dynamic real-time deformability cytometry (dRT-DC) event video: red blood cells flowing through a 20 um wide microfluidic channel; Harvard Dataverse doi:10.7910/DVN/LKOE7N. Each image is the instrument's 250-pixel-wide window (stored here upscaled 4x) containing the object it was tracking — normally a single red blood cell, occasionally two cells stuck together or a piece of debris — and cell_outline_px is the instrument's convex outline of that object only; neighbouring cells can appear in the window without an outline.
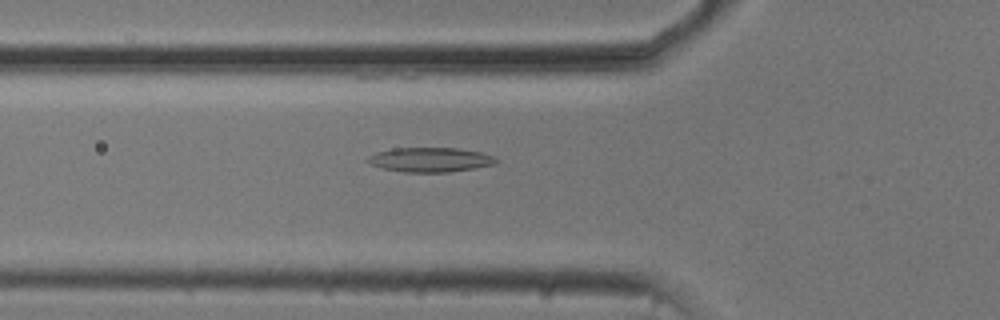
{"species": "common noctule bat (a hibernating species)", "species_latin": "Nyctalus noctula", "temperature_condition": "cold", "stored_images_in_passage": 20, "camera_frame_rate_fps": 3000, "um_per_image_px": 0.085, "animal": {"sex": "male", "body_mass_g": 20.5, "forearm_length_mm": 52.5}, "frame": {"image": 1, "passage_image": 7, "time_ms": 2.0, "image_size_px": [1000, 320], "cell_outline_px": [[500, 160], [496, 164], [476, 168], [448, 172], [404, 172], [380, 168], [364, 160], [368, 156], [376, 152], [392, 148], [456, 148], [480, 152], [492, 156]], "centroid_in_image_um": [36.55, 13.58], "position_along_channel_um": 89.2, "area_um2": 18.44}}
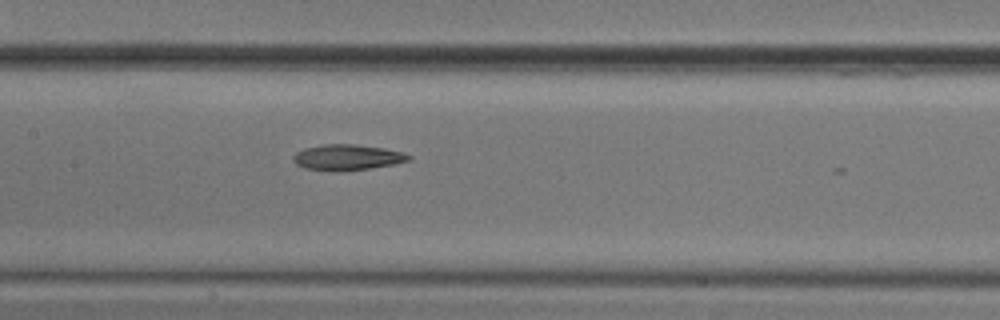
{"frame": {"image": 2, "passage_image": 14, "time_ms": 4.333, "image_size_px": [1000, 320], "cell_outline_px": [[412, 160], [396, 164], [368, 168], [304, 168], [296, 164], [292, 160], [292, 156], [296, 152], [304, 148], [324, 144], [356, 144], [384, 148], [404, 152], [412, 156]], "centroid_in_image_um": [29.58, 13.32], "position_along_channel_um": 177.8, "area_um2": 16.65}}
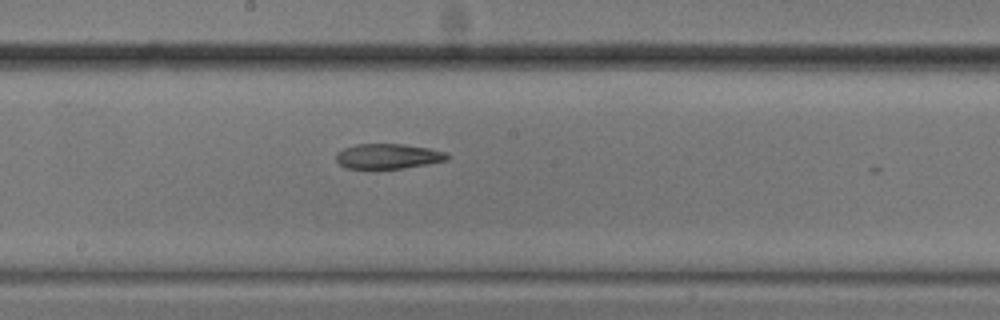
{"frame": {"image": 3, "passage_image": 17, "time_ms": 5.333, "image_size_px": [1000, 320], "cell_outline_px": [[452, 156], [448, 160], [428, 164], [404, 168], [344, 168], [336, 160], [336, 152], [344, 148], [356, 144], [404, 144], [428, 148], [444, 152]], "centroid_in_image_um": [32.99, 13.28], "position_along_channel_um": 215.2, "area_um2": 16.24}}